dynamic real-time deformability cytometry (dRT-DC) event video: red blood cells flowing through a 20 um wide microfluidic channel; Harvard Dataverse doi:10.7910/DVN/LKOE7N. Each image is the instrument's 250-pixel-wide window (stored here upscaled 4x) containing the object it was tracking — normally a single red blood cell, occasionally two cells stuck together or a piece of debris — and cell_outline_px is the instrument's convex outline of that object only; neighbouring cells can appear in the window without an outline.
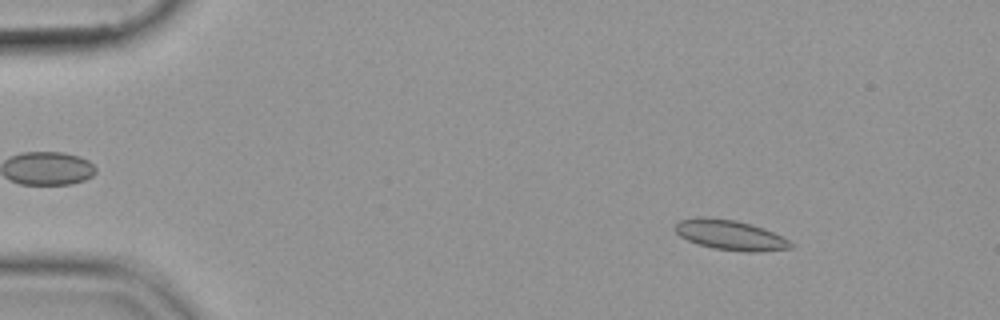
{"species": "common noctule bat (a hibernating species)", "species_latin": "Nyctalus noctula", "temperature_condition": "cold", "stored_images_in_passage": 54, "camera_frame_rate_fps": 3000, "um_per_image_px": 0.085, "animal": {"sex": "female", "body_mass_g": 19.9}, "frame": {"image": 1, "passage_image": 7, "time_ms": 2.0, "image_size_px": [1000, 320], "cell_outline_px": [[796, 244], [792, 248], [756, 252], [748, 252], [712, 248], [688, 240], [680, 236], [672, 228], [680, 220], [696, 216], [704, 216], [736, 220], [752, 224], [764, 228]], "centroid_in_image_um": [62.06, 19.96], "position_along_channel_um": 22.9, "area_um2": 20.35}}
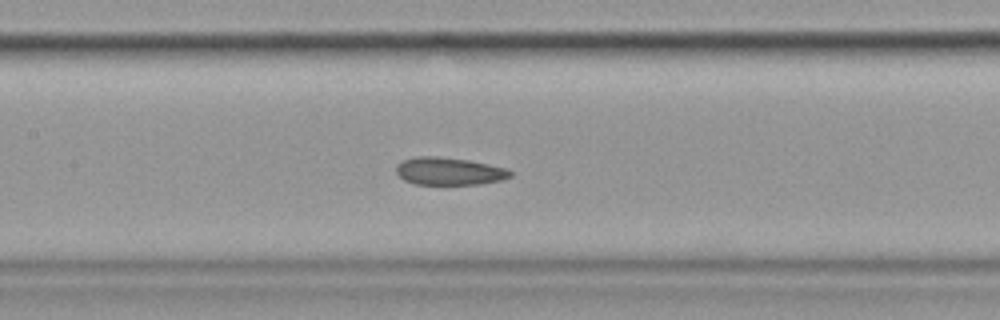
{"frame": {"image": 2, "passage_image": 26, "time_ms": 8.333, "image_size_px": [1000, 320], "cell_outline_px": [[512, 176], [500, 180], [480, 184], [416, 184], [404, 180], [396, 172], [396, 164], [404, 160], [416, 156], [436, 156], [468, 160], [508, 168], [512, 172]], "centroid_in_image_um": [38.18, 14.55], "position_along_channel_um": 169.2, "area_um2": 18.32}}
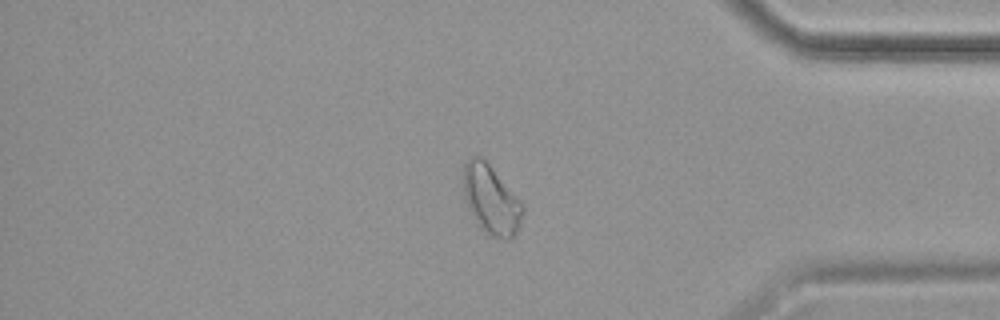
{"frame": {"image": 3, "passage_image": 46, "time_ms": 15.0, "image_size_px": [1000, 320], "cell_outline_px": [[524, 212], [520, 228], [508, 240], [504, 240], [492, 236], [480, 228], [468, 208], [464, 196], [464, 164], [472, 156], [480, 156], [488, 164], [524, 208]], "centroid_in_image_um": [41.73, 17.03], "position_along_channel_um": 393.5, "area_um2": 23.18}}